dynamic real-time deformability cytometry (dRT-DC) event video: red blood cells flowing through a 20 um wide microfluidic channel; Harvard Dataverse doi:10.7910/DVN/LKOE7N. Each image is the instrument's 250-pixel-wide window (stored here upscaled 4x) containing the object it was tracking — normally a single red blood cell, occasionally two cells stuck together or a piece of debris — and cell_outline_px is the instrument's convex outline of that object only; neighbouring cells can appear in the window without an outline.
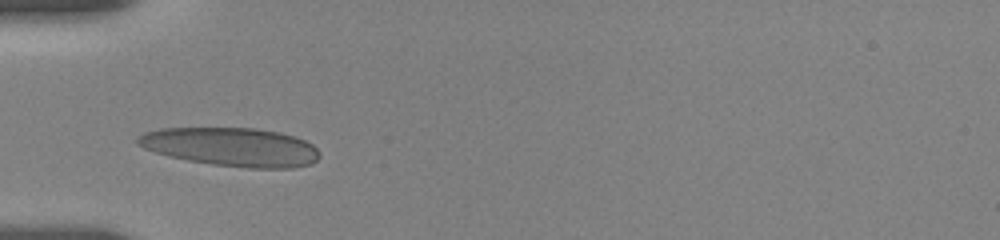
{"species": "human", "species_latin": "Homo sapiens", "temperature_condition": "room temperature", "stored_images_in_passage": 18, "camera_frame_rate_fps": 3000, "um_per_image_px": 0.085, "donor": {"sex": "female"}, "frame": {"image": 1, "passage_image": 1, "time_ms": 0.0, "image_size_px": [1000, 240], "cell_outline_px": [[320, 156], [312, 164], [292, 168], [248, 168], [212, 164], [188, 160], [168, 156], [144, 148], [136, 144], [136, 140], [144, 132], [160, 128], [256, 128], [280, 132], [296, 136], [312, 144], [320, 152]], "centroid_in_image_um": [19.69, 12.49], "position_along_channel_um": 65.3, "area_um2": 41.1}}
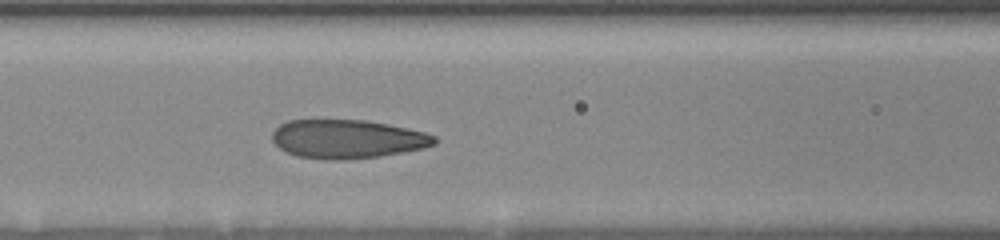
{"frame": {"image": 2, "passage_image": 10, "time_ms": 2.0, "image_size_px": [1000, 240], "cell_outline_px": [[436, 144], [424, 148], [404, 152], [380, 156], [344, 160], [332, 160], [296, 156], [280, 148], [272, 140], [272, 132], [280, 124], [288, 120], [364, 120], [388, 124], [424, 132], [436, 136]], "centroid_in_image_um": [29.53, 11.82], "position_along_channel_um": 137.1, "area_um2": 36.59}}
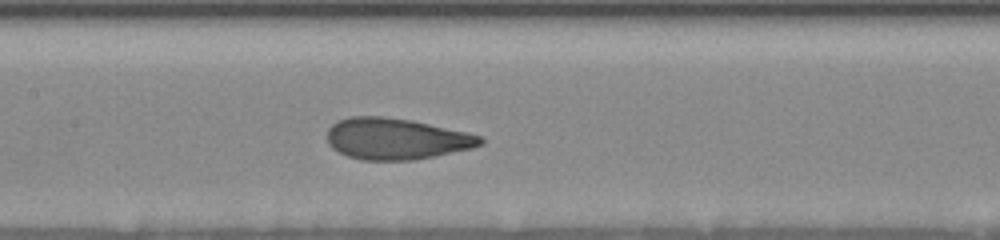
{"frame": {"image": 3, "passage_image": 15, "time_ms": 3.0, "image_size_px": [1000, 240], "cell_outline_px": [[484, 144], [472, 148], [412, 160], [360, 160], [348, 156], [332, 148], [328, 144], [328, 128], [336, 120], [352, 116], [384, 116], [412, 120], [468, 132], [480, 136], [484, 140]], "centroid_in_image_um": [33.66, 11.79], "position_along_channel_um": 173.7, "area_um2": 36.93}}